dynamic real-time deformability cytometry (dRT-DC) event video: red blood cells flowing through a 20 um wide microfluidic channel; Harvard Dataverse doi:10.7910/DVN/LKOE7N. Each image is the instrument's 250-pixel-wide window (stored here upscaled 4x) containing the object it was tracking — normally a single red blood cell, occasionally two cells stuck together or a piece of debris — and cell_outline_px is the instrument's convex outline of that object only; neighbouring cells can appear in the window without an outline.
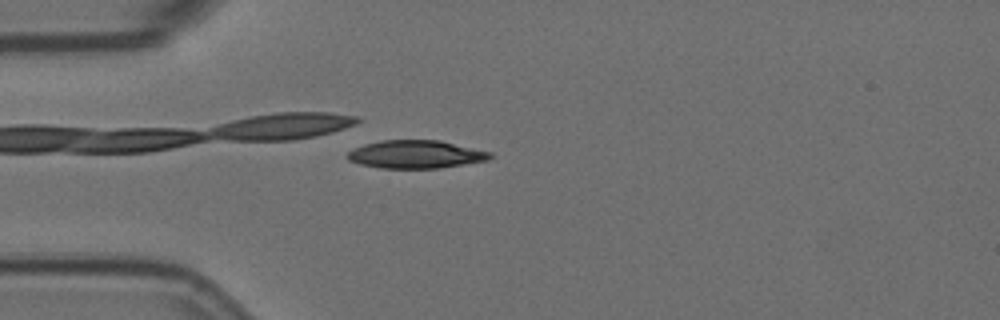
{"species": "Egyptian fruit bat (a non-hibernating species)", "species_latin": "Rousettus aegyptiacus", "temperature_condition": "room temperature", "stored_images_in_passage": 55, "camera_frame_rate_fps": 3000, "um_per_image_px": 0.085, "animal": {"sex": "female"}, "frame": {"image": 1, "passage_image": 14, "time_ms": 4.333, "image_size_px": [1000, 320], "cell_outline_px": [[492, 156], [488, 160], [440, 168], [380, 168], [360, 164], [348, 160], [348, 152], [364, 144], [380, 140], [440, 140], [492, 152]], "centroid_in_image_um": [35.36, 13.11], "position_along_channel_um": 49.6, "area_um2": 23.24}}
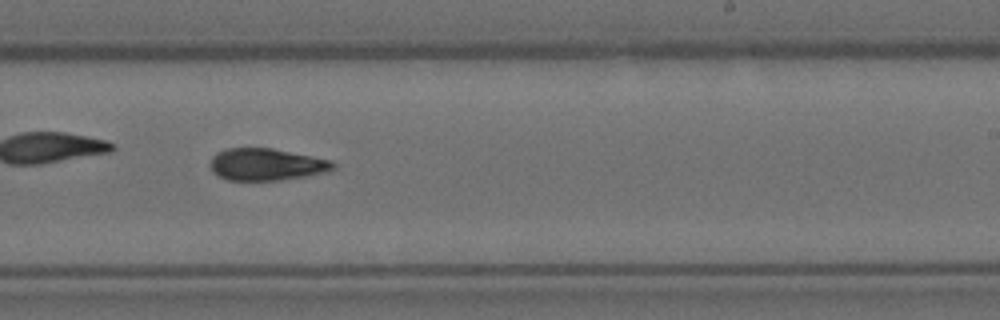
{"frame": {"image": 2, "passage_image": 33, "time_ms": 10.667, "image_size_px": [1000, 320], "cell_outline_px": [[336, 168], [328, 172], [280, 180], [228, 180], [212, 172], [212, 156], [216, 152], [228, 148], [272, 148], [332, 160], [336, 164]], "centroid_in_image_um": [22.68, 13.97], "position_along_channel_um": 266.3, "area_um2": 22.89}}
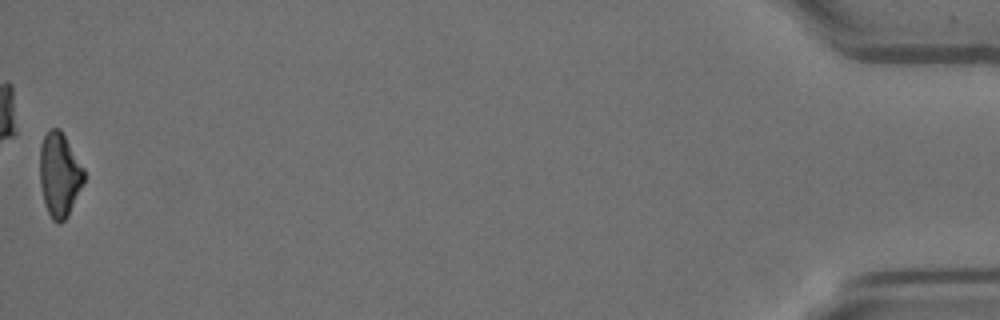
{"frame": {"image": 3, "passage_image": 55, "time_ms": 18.0, "image_size_px": [1000, 320], "cell_outline_px": [[84, 184], [68, 216], [60, 224], [56, 224], [52, 220], [44, 204], [40, 184], [40, 144], [44, 136], [52, 128], [60, 128], [84, 168]], "centroid_in_image_um": [5.06, 14.88], "position_along_channel_um": 430.1, "area_um2": 21.85}, "authors_computed_cell_mechanics": {"area_um2": 22.831, "velocity_mm_per_s": 3.5874, "shape_relaxation_time_tau1_ms": 5.7824, "shape_relaxation_time_tau2_ms": 6.5131, "deformation_change_tau1": 0.174, "deformation_change_tau2": 0.1285}}